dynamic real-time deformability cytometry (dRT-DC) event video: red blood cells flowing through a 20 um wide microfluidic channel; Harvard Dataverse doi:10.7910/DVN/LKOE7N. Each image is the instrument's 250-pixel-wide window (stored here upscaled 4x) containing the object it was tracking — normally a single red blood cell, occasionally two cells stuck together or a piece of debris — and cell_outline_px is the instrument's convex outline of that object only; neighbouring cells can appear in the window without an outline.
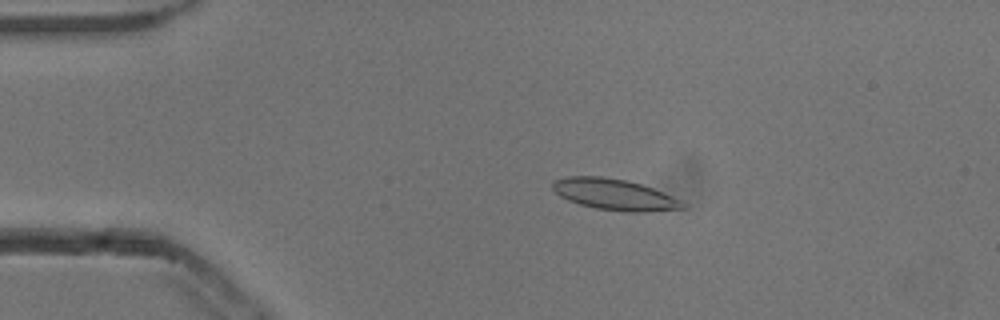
{"species": "common noctule bat (a hibernating species)", "species_latin": "Nyctalus noctula", "temperature_condition": "cold", "stored_images_in_passage": 54, "camera_frame_rate_fps": 3000, "um_per_image_px": 0.085, "animal": {"sex": "male", "body_mass_g": 13.3}, "frame": {"image": 1, "passage_image": 11, "time_ms": 3.333, "image_size_px": [1000, 320], "cell_outline_px": [[688, 208], [648, 212], [624, 212], [596, 208], [580, 204], [568, 200], [560, 196], [552, 188], [552, 180], [568, 176], [604, 176], [628, 180], [652, 188], [680, 200]], "centroid_in_image_um": [52.21, 16.53], "position_along_channel_um": 32.8, "area_um2": 23.64}}
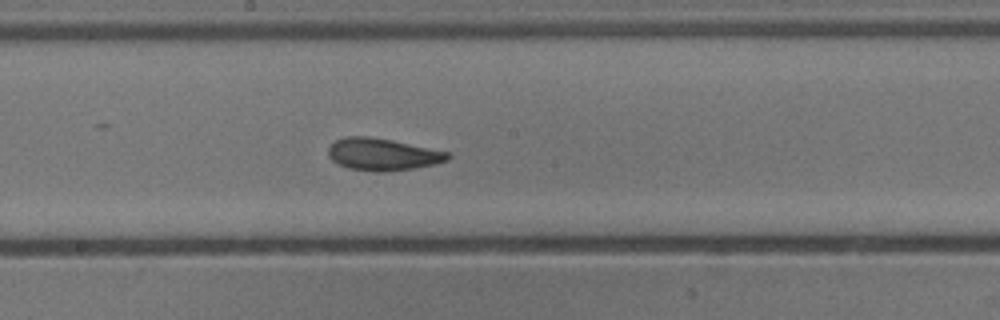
{"frame": {"image": 2, "passage_image": 29, "time_ms": 9.333, "image_size_px": [1000, 320], "cell_outline_px": [[452, 156], [448, 160], [436, 164], [416, 168], [384, 172], [376, 172], [348, 168], [332, 160], [328, 156], [328, 148], [336, 140], [344, 136], [368, 136], [392, 140], [452, 152]], "centroid_in_image_um": [32.57, 13.12], "position_along_channel_um": 215.6, "area_um2": 22.66}}
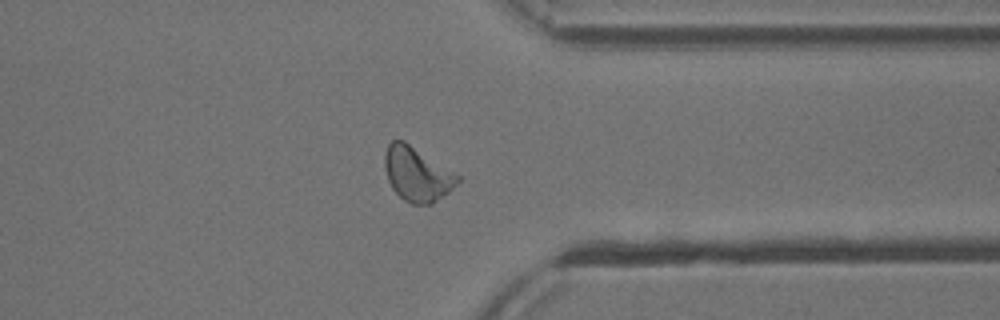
{"frame": {"image": 3, "passage_image": 42, "time_ms": 13.667, "image_size_px": [1000, 320], "cell_outline_px": [[460, 180], [448, 192], [432, 204], [412, 204], [404, 200], [392, 188], [388, 180], [384, 164], [384, 152], [388, 144], [392, 140], [404, 140], [460, 176]], "centroid_in_image_um": [35.42, 14.79], "position_along_channel_um": 376.0, "area_um2": 22.83}, "authors_computed_cell_mechanics": {"area_um2": 22.6576, "velocity_mm_per_s": 3.8279, "shape_relaxation_time_tau1_ms": 4.5136, "shape_relaxation_time_tau2_ms": 1.7242, "deformation_change_tau1": 0.1274, "deformation_change_tau2": 0.0793}}